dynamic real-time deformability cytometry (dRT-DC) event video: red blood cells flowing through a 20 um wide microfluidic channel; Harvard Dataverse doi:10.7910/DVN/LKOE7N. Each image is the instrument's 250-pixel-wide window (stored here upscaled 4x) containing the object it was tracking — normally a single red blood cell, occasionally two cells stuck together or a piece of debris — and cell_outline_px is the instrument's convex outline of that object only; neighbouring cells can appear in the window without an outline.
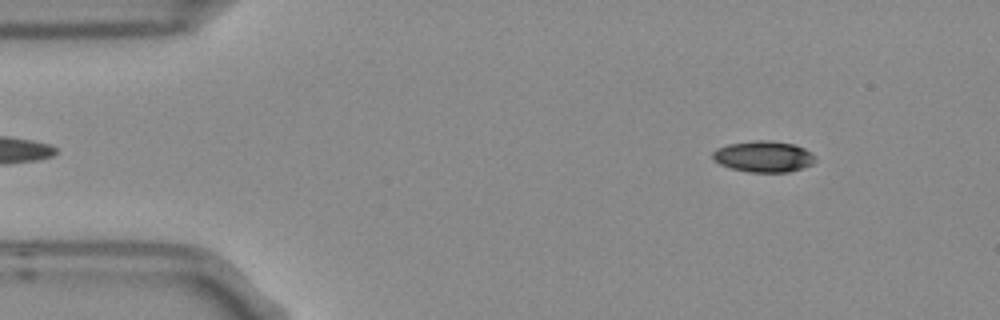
{"species": "Egyptian fruit bat (a non-hibernating species)", "species_latin": "Rousettus aegyptiacus", "temperature_condition": "room temperature", "stored_images_in_passage": 7, "camera_frame_rate_fps": 3000, "um_per_image_px": 0.085, "frame": {"image": 1, "passage_image": 1, "time_ms": 0.0, "image_size_px": [1000, 320], "cell_outline_px": [[816, 160], [812, 164], [788, 172], [748, 172], [732, 168], [720, 164], [712, 160], [712, 152], [716, 148], [728, 144], [756, 140], [768, 140], [792, 144], [804, 148], [812, 152], [816, 156]], "centroid_in_image_um": [64.89, 13.3], "position_along_channel_um": 20.1, "area_um2": 18.67}}
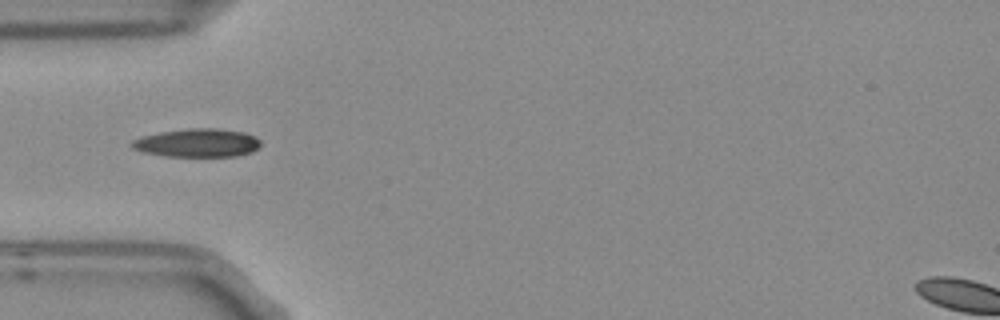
{"frame": {"image": 2, "passage_image": 4, "time_ms": 1.0, "image_size_px": [1000, 320], "cell_outline_px": [[260, 144], [252, 152], [236, 156], [164, 156], [144, 152], [132, 148], [128, 144], [132, 140], [144, 136], [160, 132], [188, 128], [216, 128], [244, 132], [256, 136], [260, 140]], "centroid_in_image_um": [16.77, 12.14], "position_along_channel_um": 68.2, "area_um2": 21.33}}
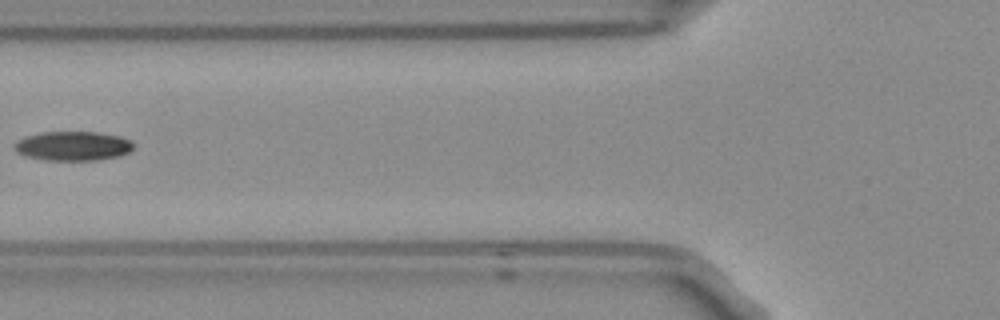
{"frame": {"image": 3, "passage_image": 5, "time_ms": 1.333, "image_size_px": [1000, 320], "cell_outline_px": [[132, 148], [128, 152], [120, 156], [96, 160], [44, 160], [24, 156], [16, 152], [12, 144], [16, 140], [28, 136], [44, 132], [96, 132], [120, 136], [128, 140], [132, 144]], "centroid_in_image_um": [6.14, 12.41], "position_along_channel_um": 119.7, "area_um2": 20.29}}